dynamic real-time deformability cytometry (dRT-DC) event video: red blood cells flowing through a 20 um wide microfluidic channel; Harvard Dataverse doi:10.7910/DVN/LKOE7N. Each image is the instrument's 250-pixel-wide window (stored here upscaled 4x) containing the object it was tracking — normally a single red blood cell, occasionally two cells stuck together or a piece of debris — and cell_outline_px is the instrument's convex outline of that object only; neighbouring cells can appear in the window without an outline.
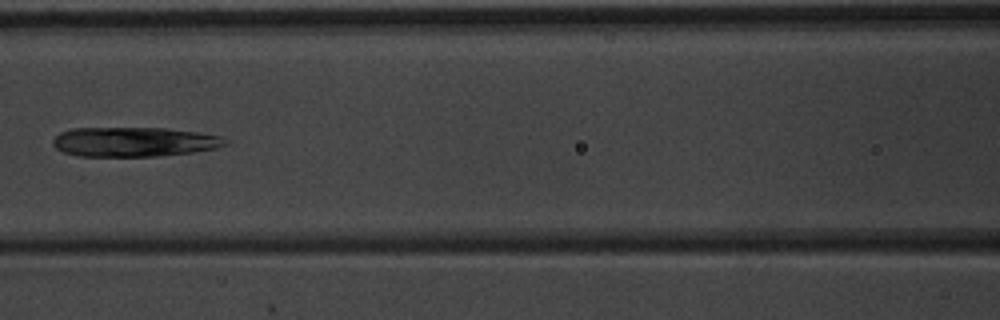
{"species": "common noctule bat (a hibernating species)", "species_latin": "Nyctalus noctula", "temperature_condition": "warm", "stored_images_in_passage": 8, "camera_frame_rate_fps": 3000, "um_per_image_px": 0.085, "animal": {"sex": "male", "body_mass_g": 20.1, "forearm_length_mm": 53.5}, "frame": {"image": 1, "passage_image": 7, "time_ms": 2.0, "image_size_px": [1000, 320], "cell_outline_px": [[232, 144], [216, 148], [192, 152], [160, 156], [76, 156], [64, 152], [56, 148], [52, 144], [52, 140], [60, 132], [72, 128], [168, 128], [224, 136]], "centroid_in_image_um": [11.44, 12.05], "position_along_channel_um": 155.2, "area_um2": 30.0}}
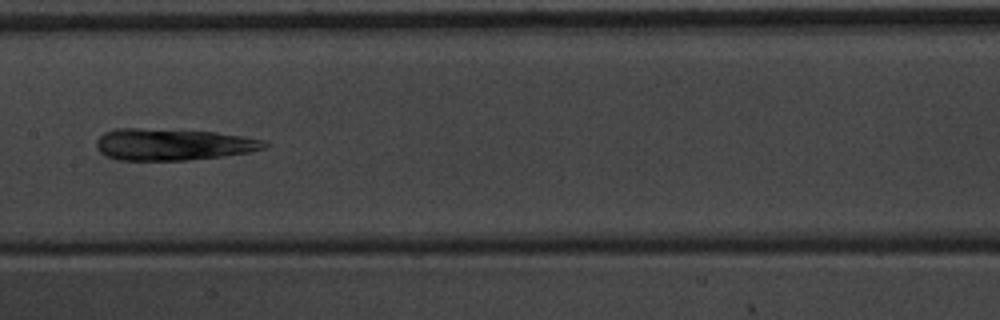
{"frame": {"image": 2, "passage_image": 8, "time_ms": 2.333, "image_size_px": [1000, 320], "cell_outline_px": [[268, 148], [248, 152], [220, 156], [188, 160], [116, 160], [104, 156], [96, 148], [96, 140], [104, 132], [116, 128], [140, 128], [216, 132], [244, 136], [264, 140], [268, 144]], "centroid_in_image_um": [14.67, 12.28], "position_along_channel_um": 192.7, "area_um2": 31.21}}